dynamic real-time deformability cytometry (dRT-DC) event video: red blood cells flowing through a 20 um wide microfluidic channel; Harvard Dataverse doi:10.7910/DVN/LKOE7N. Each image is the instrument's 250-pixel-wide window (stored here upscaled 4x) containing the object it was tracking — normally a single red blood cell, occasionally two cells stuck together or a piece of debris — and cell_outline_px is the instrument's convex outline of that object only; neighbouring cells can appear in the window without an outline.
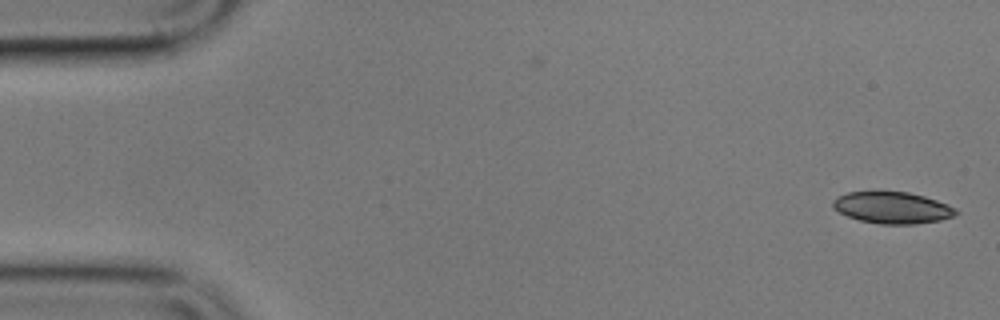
{"species": "common noctule bat (a hibernating species)", "species_latin": "Nyctalus noctula", "temperature_condition": "cold", "stored_images_in_passage": 11, "camera_frame_rate_fps": 3000, "um_per_image_px": 0.085, "animal": {"sex": "male", "body_mass_g": 17.9}, "frame": {"image": 1, "passage_image": 1, "time_ms": 0.0, "image_size_px": [1000, 320], "cell_outline_px": [[960, 212], [952, 216], [940, 220], [916, 224], [880, 224], [860, 220], [848, 216], [832, 208], [832, 200], [836, 196], [848, 192], [908, 192], [924, 196], [948, 204], [956, 208]], "centroid_in_image_um": [75.84, 17.65], "position_along_channel_um": 9.2, "area_um2": 22.66}}
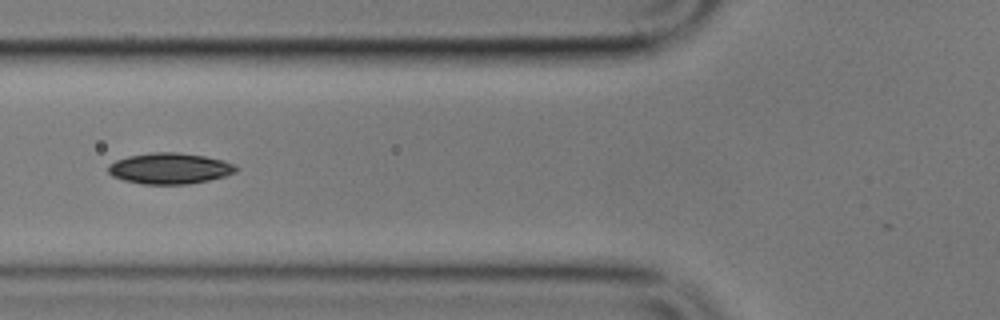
{"frame": {"image": 2, "passage_image": 6, "time_ms": 6.667, "image_size_px": [1000, 320], "cell_outline_px": [[240, 168], [236, 172], [224, 176], [208, 180], [188, 184], [144, 184], [124, 180], [112, 176], [108, 172], [108, 164], [116, 160], [128, 156], [152, 152], [176, 152], [204, 156], [224, 160]], "centroid_in_image_um": [14.42, 14.31], "position_along_channel_um": 111.4, "area_um2": 23.06}}
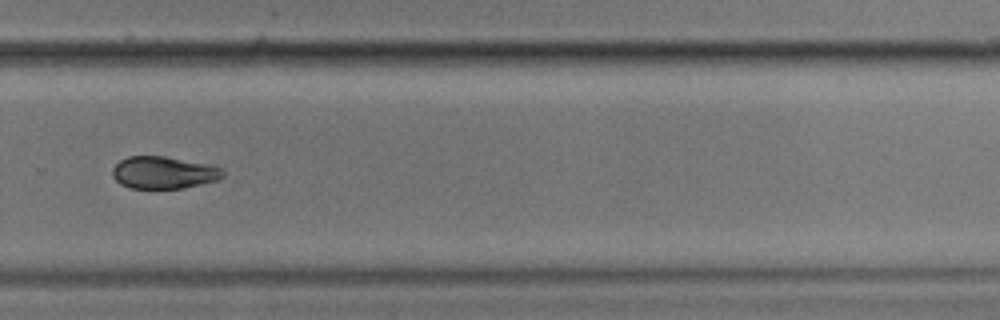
{"frame": {"image": 3, "passage_image": 11, "time_ms": 12.667, "image_size_px": [1000, 320], "cell_outline_px": [[224, 176], [220, 180], [184, 188], [132, 188], [120, 184], [112, 176], [112, 168], [120, 160], [128, 156], [164, 156], [216, 164], [224, 172]], "centroid_in_image_um": [13.97, 14.66], "position_along_channel_um": 315.8, "area_um2": 21.15}}